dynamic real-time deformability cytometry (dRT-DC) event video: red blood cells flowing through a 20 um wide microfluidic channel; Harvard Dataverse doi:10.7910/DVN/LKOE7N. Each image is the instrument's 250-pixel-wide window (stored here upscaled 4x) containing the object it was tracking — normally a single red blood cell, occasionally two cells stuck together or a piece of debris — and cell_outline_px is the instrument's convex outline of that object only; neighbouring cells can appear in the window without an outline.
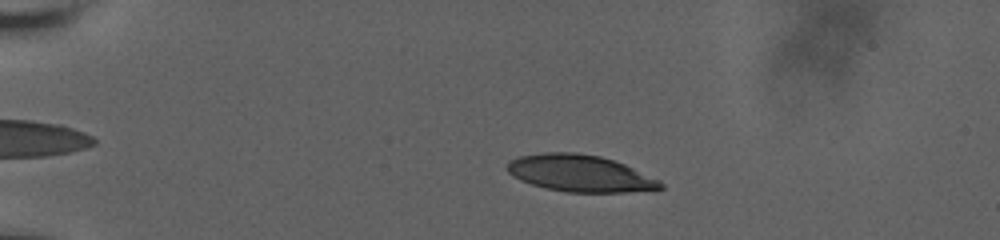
{"species": "human", "species_latin": "Homo sapiens", "temperature_condition": "room temperature", "stored_images_in_passage": 35, "camera_frame_rate_fps": 3000, "um_per_image_px": 0.085, "donor": {"sex": "male"}, "frame": {"image": 1, "passage_image": 19, "time_ms": 5.0, "image_size_px": [1000, 240], "cell_outline_px": [[664, 188], [656, 192], [564, 192], [532, 184], [520, 180], [512, 176], [508, 172], [508, 160], [520, 156], [544, 152], [576, 152], [600, 156], [624, 164], [660, 180], [664, 184]], "centroid_in_image_um": [49.37, 14.75], "position_along_channel_um": 35.6, "area_um2": 33.18}}
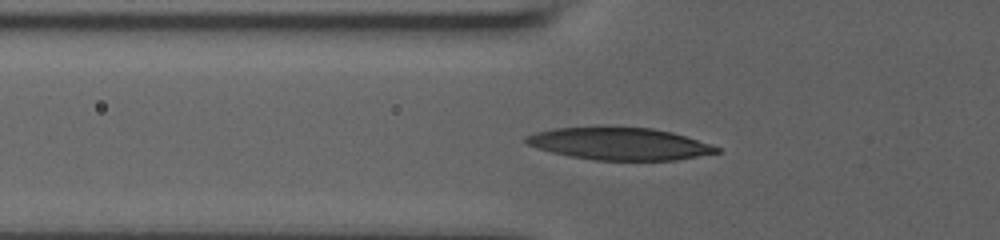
{"frame": {"image": 2, "passage_image": 31, "time_ms": 8.0, "image_size_px": [1000, 240], "cell_outline_px": [[720, 152], [676, 160], [596, 160], [572, 156], [552, 152], [536, 148], [528, 144], [524, 140], [524, 136], [536, 132], [552, 128], [600, 124], [652, 128], [672, 132], [712, 144], [720, 148]], "centroid_in_image_um": [52.61, 12.17], "position_along_channel_um": 73.2, "area_um2": 36.82}}
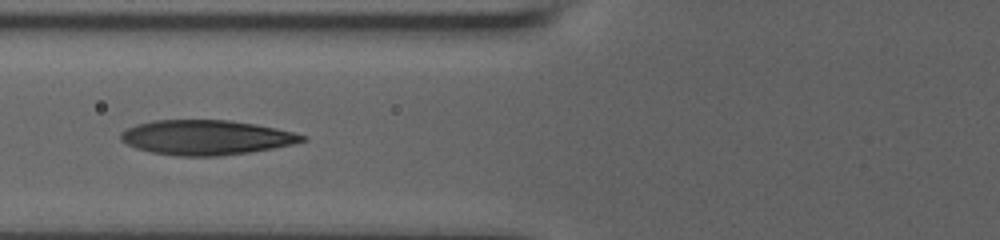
{"frame": {"image": 3, "passage_image": 34, "time_ms": 9.0, "image_size_px": [1000, 240], "cell_outline_px": [[308, 140], [292, 144], [272, 148], [248, 152], [216, 156], [176, 156], [152, 152], [136, 148], [120, 140], [120, 132], [136, 124], [156, 120], [228, 120], [256, 124], [276, 128], [308, 136]], "centroid_in_image_um": [17.52, 11.68], "position_along_channel_um": 108.3, "area_um2": 36.65}}